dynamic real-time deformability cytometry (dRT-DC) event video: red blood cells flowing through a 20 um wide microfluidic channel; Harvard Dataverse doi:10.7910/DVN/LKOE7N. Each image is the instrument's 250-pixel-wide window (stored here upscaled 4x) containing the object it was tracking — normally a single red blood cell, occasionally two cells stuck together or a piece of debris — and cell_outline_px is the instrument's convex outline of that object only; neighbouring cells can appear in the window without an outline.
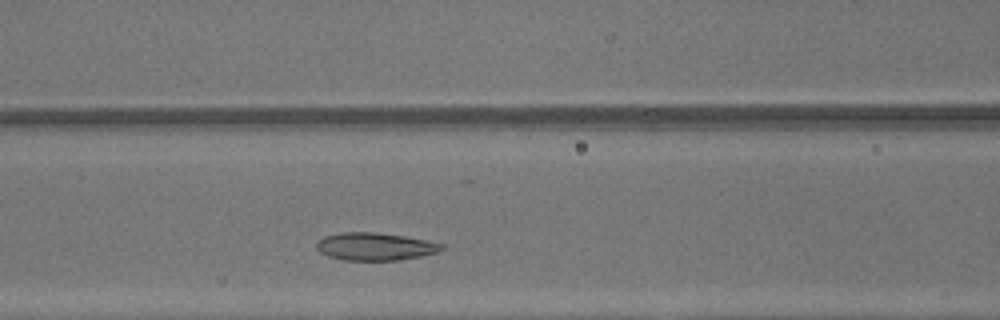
{"species": "common noctule bat (a hibernating species)", "species_latin": "Nyctalus noctula", "temperature_condition": "warm", "stored_images_in_passage": 30, "camera_frame_rate_fps": 3000, "um_per_image_px": 0.085, "animal": {"sex": "male", "body_mass_g": 13.3}, "frame": {"image": 1, "passage_image": 9, "time_ms": 2.667, "image_size_px": [1000, 320], "cell_outline_px": [[444, 248], [436, 252], [420, 256], [400, 260], [344, 260], [328, 256], [320, 252], [316, 248], [316, 240], [324, 236], [340, 232], [376, 232], [404, 236], [428, 240], [444, 244]], "centroid_in_image_um": [31.85, 20.94], "position_along_channel_um": 134.8, "area_um2": 20.29}}
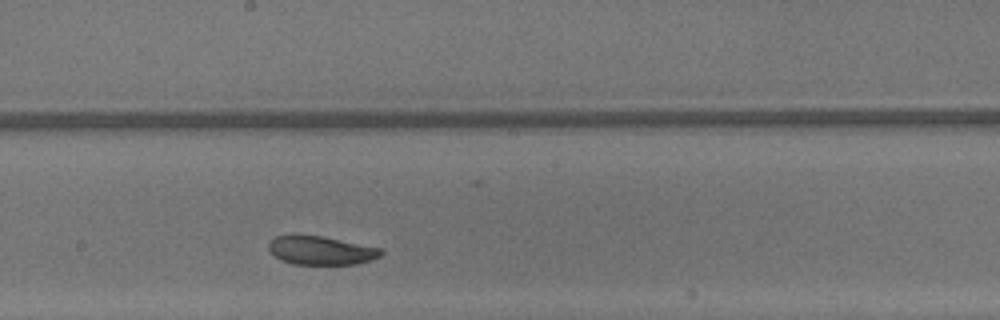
{"frame": {"image": 2, "passage_image": 15, "time_ms": 4.667, "image_size_px": [1000, 320], "cell_outline_px": [[384, 252], [380, 256], [372, 260], [356, 264], [292, 264], [280, 260], [268, 248], [268, 244], [276, 236], [292, 232], [324, 236], [384, 248]], "centroid_in_image_um": [27.29, 21.25], "position_along_channel_um": 220.9, "area_um2": 19.42}}
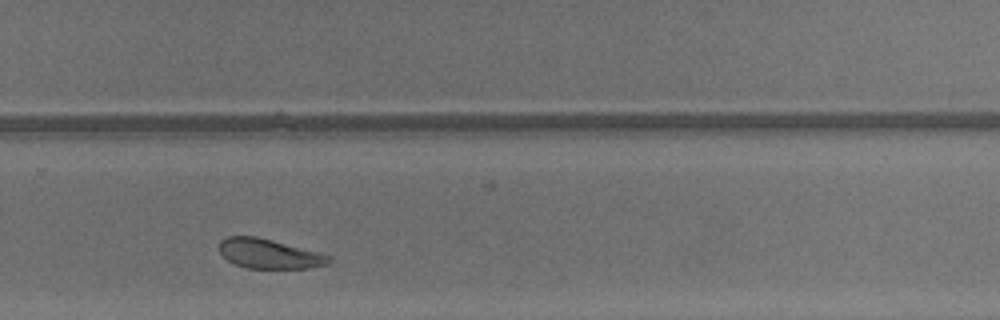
{"frame": {"image": 3, "passage_image": 21, "time_ms": 6.667, "image_size_px": [1000, 320], "cell_outline_px": [[332, 260], [328, 264], [308, 268], [248, 268], [236, 264], [228, 260], [220, 252], [220, 240], [228, 236], [256, 236], [272, 240], [332, 256]], "centroid_in_image_um": [22.89, 21.57], "position_along_channel_um": 306.9, "area_um2": 18.67}, "authors_computed_cell_mechanics": {"area_um2": 20.0855, "velocity_mm_per_s": 4.3254, "shape_relaxation_time_tau1_ms": 2.2977, "shape_relaxation_time_tau2_ms": 1.9678, "deformation_change_tau1": 0.0785, "deformation_change_tau2": 0.0728}}